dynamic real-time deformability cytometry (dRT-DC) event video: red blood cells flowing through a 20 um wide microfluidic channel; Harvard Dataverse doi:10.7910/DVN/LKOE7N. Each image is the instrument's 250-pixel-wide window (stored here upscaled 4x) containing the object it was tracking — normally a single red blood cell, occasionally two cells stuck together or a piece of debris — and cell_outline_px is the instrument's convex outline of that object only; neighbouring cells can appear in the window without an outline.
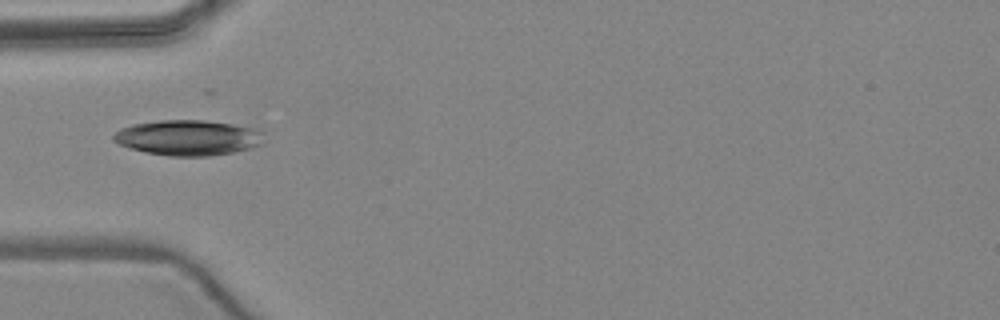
{"species": "common noctule bat (a hibernating species)", "species_latin": "Nyctalus noctula", "temperature_condition": "warm", "stored_images_in_passage": 2, "camera_frame_rate_fps": 3000, "um_per_image_px": 0.085, "animal": {"sex": "female", "body_mass_g": 24.6, "forearm_length_mm": 56.2}, "frame": {"image": 1, "passage_image": 2, "time_ms": 1.0, "image_size_px": [1000, 320], "cell_outline_px": [[264, 132], [260, 144], [252, 148], [232, 152], [208, 156], [168, 156], [144, 152], [120, 144], [112, 140], [112, 136], [120, 128], [132, 124], [160, 120], [204, 120], [232, 124], [252, 128]], "centroid_in_image_um": [15.96, 11.7], "position_along_channel_um": 69.0, "area_um2": 30.92}}